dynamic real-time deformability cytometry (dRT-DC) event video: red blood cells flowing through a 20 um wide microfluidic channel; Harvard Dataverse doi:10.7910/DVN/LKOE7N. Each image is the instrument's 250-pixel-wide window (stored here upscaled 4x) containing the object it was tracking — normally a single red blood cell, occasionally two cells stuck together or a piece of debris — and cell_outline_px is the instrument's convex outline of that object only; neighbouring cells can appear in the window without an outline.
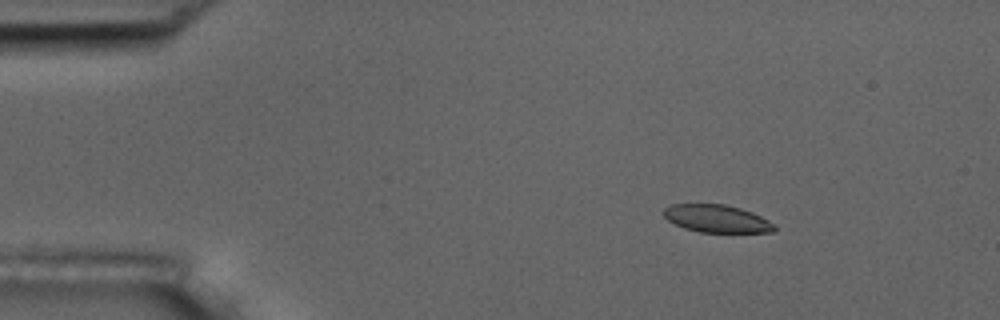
{"species": "common noctule bat (a hibernating species)", "species_latin": "Nyctalus noctula", "temperature_condition": "room temperature", "stored_images_in_passage": 15, "camera_frame_rate_fps": 3000, "um_per_image_px": 0.085, "animal": {"sex": "male", "body_mass_g": 17.5, "forearm_length_mm": 52.3}, "frame": {"image": 1, "passage_image": 3, "time_ms": 2.333, "image_size_px": [1000, 320], "cell_outline_px": [[776, 228], [772, 232], [700, 232], [684, 228], [668, 220], [664, 216], [664, 208], [672, 204], [724, 204], [740, 208], [752, 212], [776, 224]], "centroid_in_image_um": [60.94, 18.58], "position_along_channel_um": 24.1, "area_um2": 17.74}}
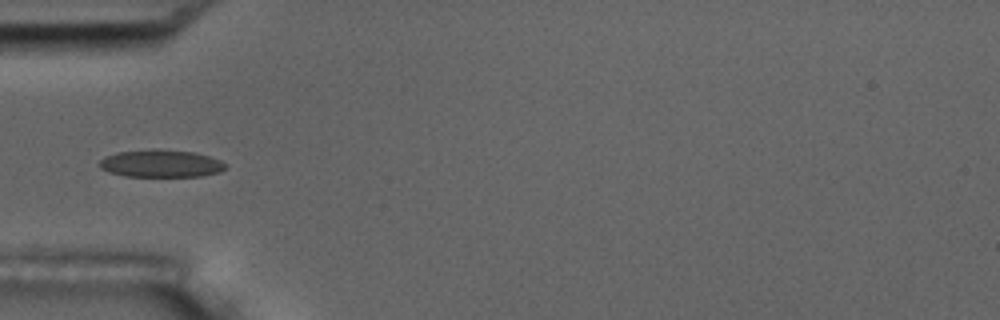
{"frame": {"image": 2, "passage_image": 5, "time_ms": 5.667, "image_size_px": [1000, 320], "cell_outline_px": [[228, 164], [220, 172], [200, 176], [124, 176], [108, 172], [100, 168], [96, 164], [104, 156], [116, 152], [152, 148], [160, 148], [196, 152], [220, 160]], "centroid_in_image_um": [13.63, 13.88], "position_along_channel_um": 71.4, "area_um2": 20.63}}
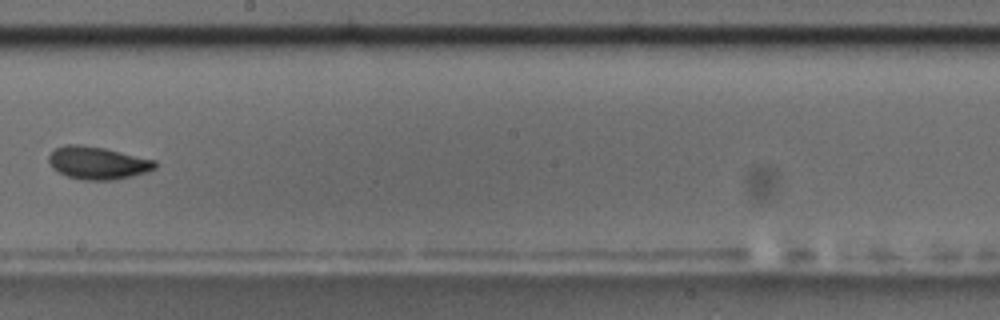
{"frame": {"image": 3, "passage_image": 9, "time_ms": 10.333, "image_size_px": [1000, 320], "cell_outline_px": [[156, 168], [132, 176], [112, 180], [84, 180], [68, 176], [52, 168], [48, 160], [48, 156], [56, 148], [64, 144], [80, 144], [104, 148], [156, 160]], "centroid_in_image_um": [8.28, 13.84], "position_along_channel_um": 239.9, "area_um2": 20.11}, "authors_computed_cell_mechanics": {"area_um2": 19.5364, "velocity_mm_per_s": 3.6176, "shape_relaxation_time_tau1_ms": 10.2354, "shape_relaxation_time_tau2_ms": null, "deformation_change_tau1": 0.1848, "deformation_change_tau2": null}}